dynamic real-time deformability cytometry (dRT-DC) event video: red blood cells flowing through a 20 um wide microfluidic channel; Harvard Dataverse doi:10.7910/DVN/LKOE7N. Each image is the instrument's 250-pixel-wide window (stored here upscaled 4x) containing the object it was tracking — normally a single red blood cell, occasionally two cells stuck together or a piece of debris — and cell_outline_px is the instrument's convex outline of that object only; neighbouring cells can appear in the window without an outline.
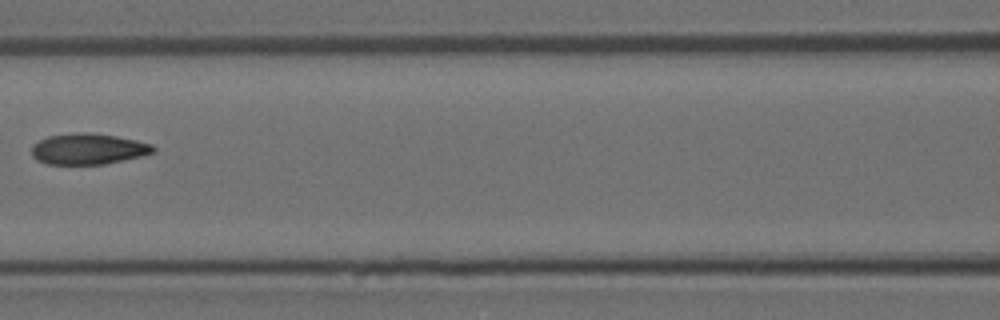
{"species": "Egyptian fruit bat (a non-hibernating species)", "species_latin": "Rousettus aegyptiacus", "temperature_condition": "room temperature", "stored_images_in_passage": 6, "camera_frame_rate_fps": 3000, "um_per_image_px": 0.085, "animal": {"sex": "female"}, "frame": {"image": 1, "passage_image": 6, "time_ms": 1.667, "image_size_px": [1000, 320], "cell_outline_px": [[156, 148], [152, 152], [140, 156], [104, 164], [48, 164], [36, 160], [32, 156], [32, 148], [40, 140], [48, 136], [76, 132], [88, 132], [116, 136], [136, 140], [152, 144]], "centroid_in_image_um": [7.49, 12.65], "position_along_channel_um": 159.1, "area_um2": 21.73}}